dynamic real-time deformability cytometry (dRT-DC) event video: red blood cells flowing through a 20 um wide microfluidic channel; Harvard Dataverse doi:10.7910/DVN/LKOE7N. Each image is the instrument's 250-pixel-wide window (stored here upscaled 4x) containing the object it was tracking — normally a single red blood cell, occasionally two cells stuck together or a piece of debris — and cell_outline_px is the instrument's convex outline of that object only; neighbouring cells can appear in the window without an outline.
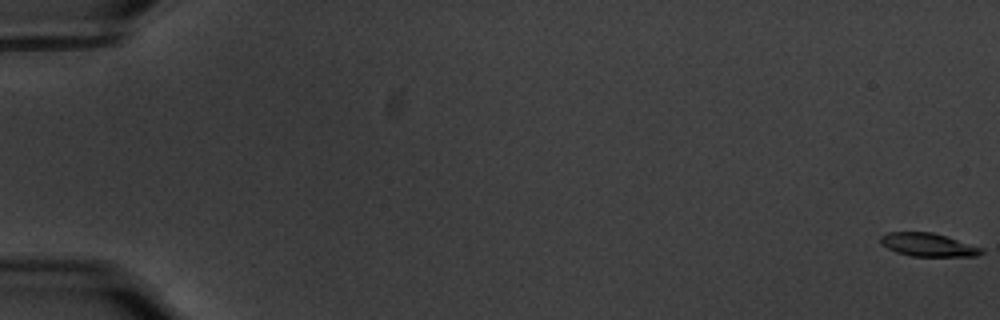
{"species": "common noctule bat (a hibernating species)", "species_latin": "Nyctalus noctula", "temperature_condition": "warm", "stored_images_in_passage": 60, "camera_frame_rate_fps": 3000, "um_per_image_px": 0.085, "animal": {"sex": "male", "body_mass_g": 20.1, "forearm_length_mm": 53.5}, "frame": {"image": 1, "passage_image": 1, "time_ms": 0.0, "image_size_px": [1000, 320], "cell_outline_px": [[984, 252], [976, 256], [912, 256], [896, 252], [880, 244], [880, 236], [888, 232], [932, 232], [984, 248]], "centroid_in_image_um": [78.88, 20.81], "position_along_channel_um": 6.1, "area_um2": 13.64}}
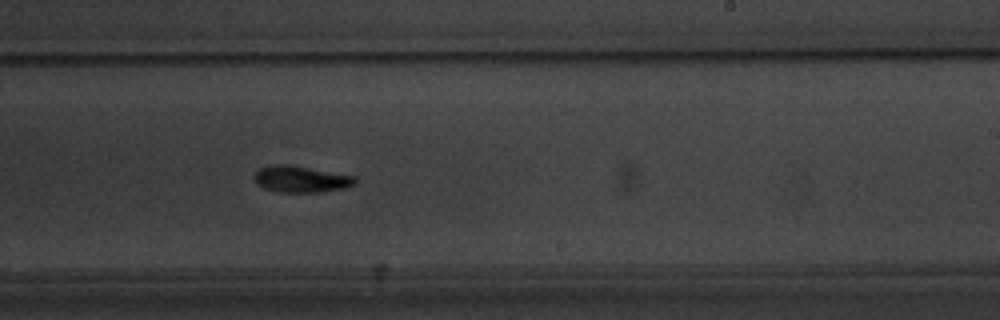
{"frame": {"image": 2, "passage_image": 38, "time_ms": 12.333, "image_size_px": [1000, 320], "cell_outline_px": [[356, 184], [344, 188], [320, 192], [280, 192], [264, 188], [256, 180], [256, 172], [260, 168], [280, 164], [288, 164], [356, 176]], "centroid_in_image_um": [25.65, 15.23], "position_along_channel_um": 263.3, "area_um2": 15.26}}
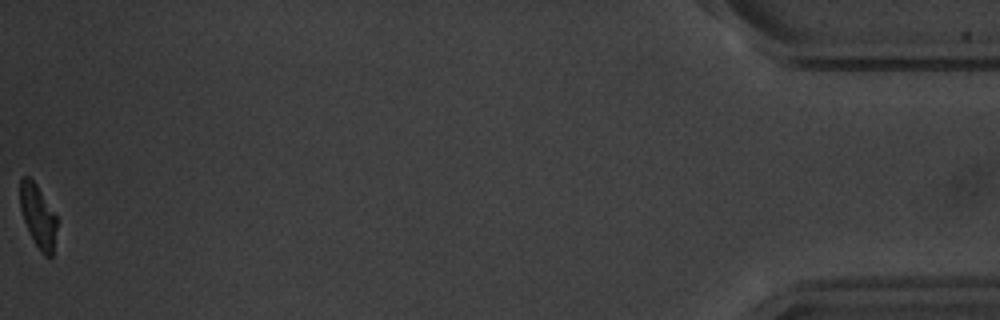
{"frame": {"image": 3, "passage_image": 60, "time_ms": 19.667, "image_size_px": [1000, 320], "cell_outline_px": [[56, 228], [52, 256], [44, 256], [40, 252], [24, 220], [20, 208], [20, 176], [28, 176], [36, 184], [56, 216]], "centroid_in_image_um": [3.21, 18.34], "position_along_channel_um": 432.0, "area_um2": 13.12}, "authors_computed_cell_mechanics": {"area_um2": 14.9991, "velocity_mm_per_s": 3.5236, "shape_relaxation_time_tau1_ms": 2.5945, "shape_relaxation_time_tau2_ms": 5.1196, "deformation_change_tau1": 0.1539, "deformation_change_tau2": 0.0998}}